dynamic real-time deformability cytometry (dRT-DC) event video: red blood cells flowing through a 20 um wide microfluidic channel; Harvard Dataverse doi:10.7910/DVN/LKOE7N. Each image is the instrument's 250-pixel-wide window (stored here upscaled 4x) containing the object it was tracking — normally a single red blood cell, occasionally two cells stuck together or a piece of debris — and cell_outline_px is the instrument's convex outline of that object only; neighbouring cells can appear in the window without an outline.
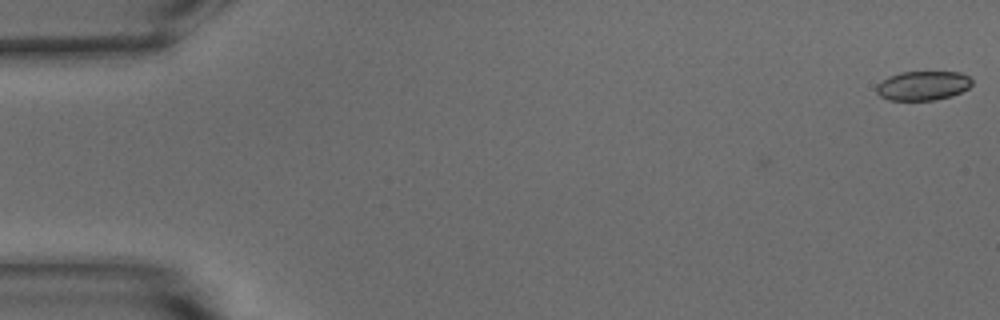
{"species": "common noctule bat (a hibernating species)", "species_latin": "Nyctalus noctula", "temperature_condition": "warm", "stored_images_in_passage": 6, "camera_frame_rate_fps": 3000, "um_per_image_px": 0.085, "animal": {"sex": "male", "body_mass_g": 15.6}, "frame": {"image": 1, "passage_image": 1, "time_ms": 0.0, "image_size_px": [1000, 320], "cell_outline_px": [[972, 84], [968, 88], [952, 96], [932, 100], [888, 100], [880, 96], [876, 92], [876, 84], [888, 76], [900, 72], [960, 72], [968, 76], [972, 80]], "centroid_in_image_um": [78.42, 7.28], "position_along_channel_um": 6.6, "area_um2": 16.36}}